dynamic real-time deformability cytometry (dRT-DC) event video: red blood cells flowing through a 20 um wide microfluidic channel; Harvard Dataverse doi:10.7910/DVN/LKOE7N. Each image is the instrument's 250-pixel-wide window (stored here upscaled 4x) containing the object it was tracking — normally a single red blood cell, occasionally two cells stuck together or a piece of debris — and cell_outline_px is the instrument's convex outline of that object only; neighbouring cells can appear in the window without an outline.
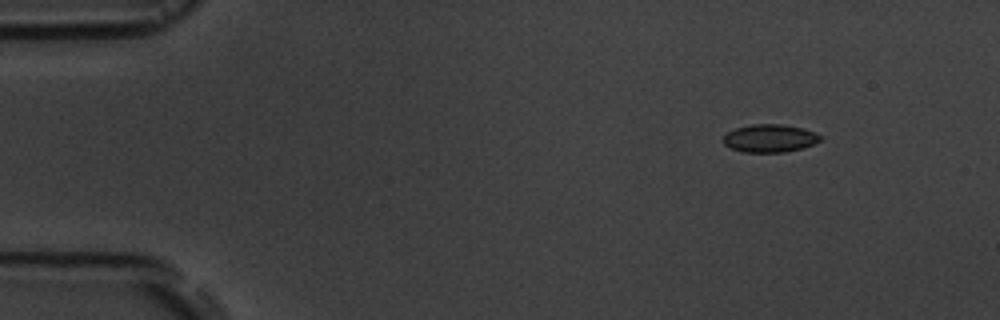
{"species": "common noctule bat (a hibernating species)", "species_latin": "Nyctalus noctula", "temperature_condition": "room temperature", "stored_images_in_passage": 3, "camera_frame_rate_fps": 3000, "um_per_image_px": 0.085, "animal": {"sex": "male", "body_mass_g": 19.5, "forearm_length_mm": 54.6}, "frame": {"image": 1, "passage_image": 1, "time_ms": 0.0, "image_size_px": [1000, 320], "cell_outline_px": [[824, 140], [804, 148], [784, 152], [744, 152], [732, 148], [724, 144], [724, 136], [728, 132], [736, 128], [752, 124], [780, 124], [804, 128], [816, 132], [824, 136]], "centroid_in_image_um": [65.53, 11.75], "position_along_channel_um": 19.5, "area_um2": 15.95}}
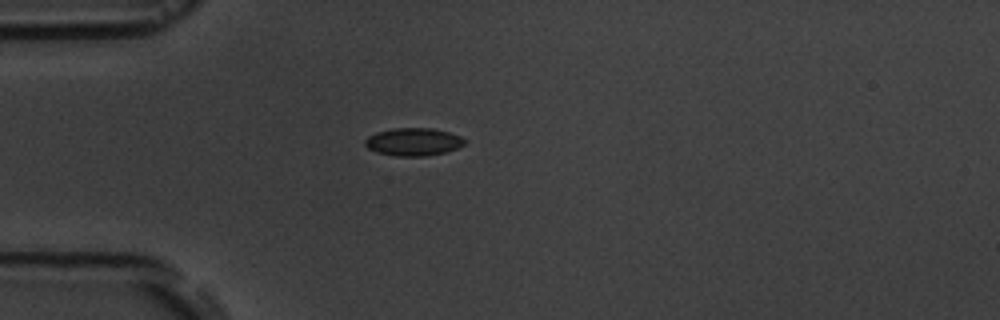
{"frame": {"image": 2, "passage_image": 3, "time_ms": 3.0, "image_size_px": [1000, 320], "cell_outline_px": [[464, 144], [456, 148], [444, 152], [424, 156], [396, 156], [376, 152], [368, 148], [364, 144], [364, 140], [368, 136], [376, 132], [392, 128], [432, 128], [448, 132], [460, 136], [464, 140]], "centroid_in_image_um": [35.08, 12.05], "position_along_channel_um": 49.9, "area_um2": 16.01}}